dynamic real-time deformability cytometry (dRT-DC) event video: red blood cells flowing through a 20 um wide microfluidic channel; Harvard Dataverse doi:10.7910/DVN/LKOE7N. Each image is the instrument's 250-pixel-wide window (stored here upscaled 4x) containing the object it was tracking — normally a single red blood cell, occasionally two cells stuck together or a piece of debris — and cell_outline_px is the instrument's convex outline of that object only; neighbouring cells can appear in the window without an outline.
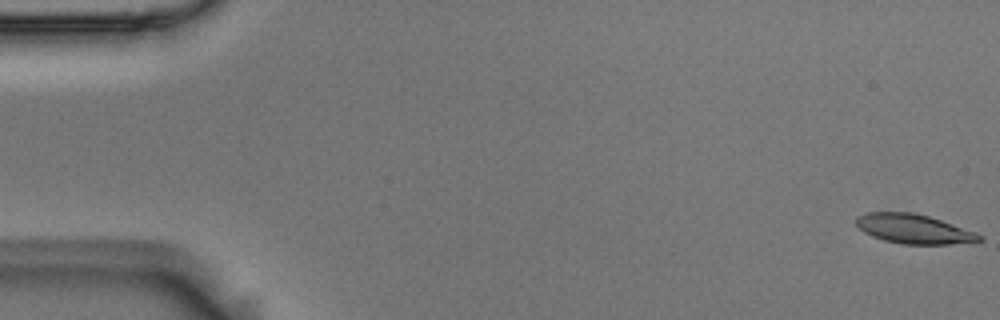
{"species": "Egyptian fruit bat (a non-hibernating species)", "species_latin": "Rousettus aegyptiacus", "temperature_condition": "room temperature", "stored_images_in_passage": 54, "camera_frame_rate_fps": 3000, "um_per_image_px": 0.085, "animal": {"sex": "male"}, "frame": {"image": 1, "passage_image": 1, "time_ms": 0.0, "image_size_px": [1000, 320], "cell_outline_px": [[984, 240], [948, 244], [904, 244], [884, 240], [872, 236], [864, 232], [856, 224], [856, 216], [868, 212], [912, 212], [928, 216], [976, 232], [984, 236]], "centroid_in_image_um": [77.66, 19.45], "position_along_channel_um": 7.3, "area_um2": 20.92}}
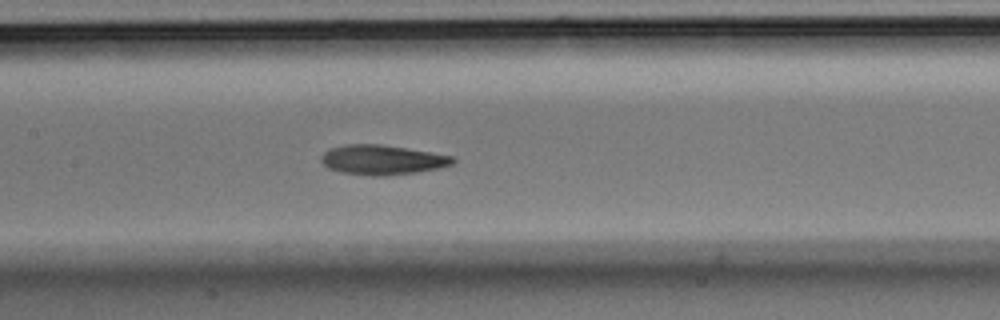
{"frame": {"image": 2, "passage_image": 26, "time_ms": 8.333, "image_size_px": [1000, 320], "cell_outline_px": [[456, 160], [452, 164], [440, 168], [416, 172], [384, 176], [372, 176], [340, 172], [328, 168], [320, 160], [320, 156], [328, 148], [344, 144], [380, 144], [432, 152], [452, 156]], "centroid_in_image_um": [32.46, 13.58], "position_along_channel_um": 174.9, "area_um2": 22.95}}
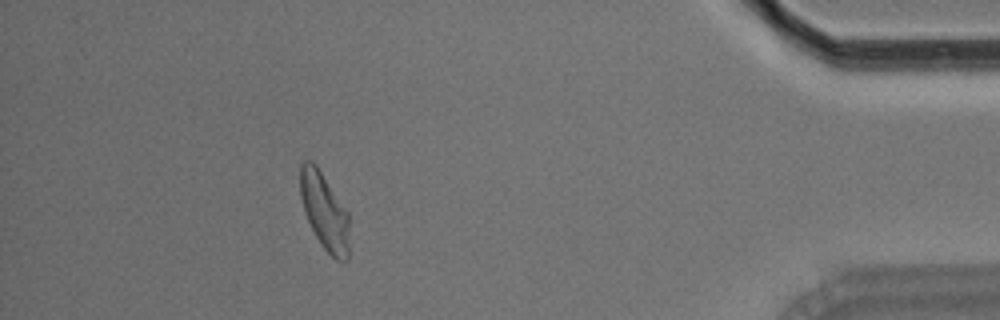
{"frame": {"image": 3, "passage_image": 49, "time_ms": 16.0, "image_size_px": [1000, 320], "cell_outline_px": [[348, 260], [336, 260], [320, 244], [304, 212], [300, 196], [300, 164], [304, 160], [312, 160], [316, 164], [348, 212]], "centroid_in_image_um": [27.56, 17.92], "position_along_channel_um": 407.6, "area_um2": 21.85}, "authors_computed_cell_mechanics": {"area_um2": 22.2819, "velocity_mm_per_s": 3.7139, "shape_relaxation_time_tau1_ms": 7.3176, "shape_relaxation_time_tau2_ms": 3.692, "deformation_change_tau1": 0.1857, "deformation_change_tau2": 0.1134}}